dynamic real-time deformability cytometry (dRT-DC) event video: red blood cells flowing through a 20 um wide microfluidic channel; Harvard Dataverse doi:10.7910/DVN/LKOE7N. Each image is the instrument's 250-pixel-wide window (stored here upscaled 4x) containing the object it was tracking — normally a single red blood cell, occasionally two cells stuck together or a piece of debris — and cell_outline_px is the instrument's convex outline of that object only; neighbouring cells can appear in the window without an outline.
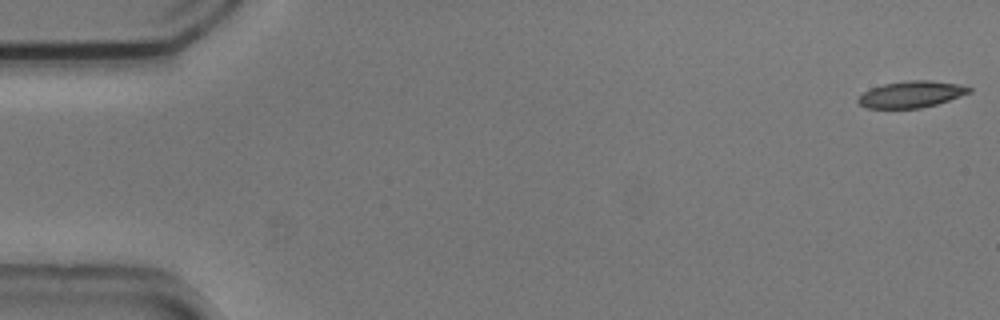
{"species": "common noctule bat (a hibernating species)", "species_latin": "Nyctalus noctula", "temperature_condition": "cold", "stored_images_in_passage": 49, "camera_frame_rate_fps": 3000, "um_per_image_px": 0.085, "animal": {"sex": "male", "body_mass_g": 20.5, "forearm_length_mm": 52.5}, "frame": {"image": 1, "passage_image": 1, "time_ms": 0.0, "image_size_px": [1000, 320], "cell_outline_px": [[972, 92], [936, 104], [920, 108], [868, 108], [860, 104], [856, 100], [864, 92], [872, 88], [884, 84], [904, 80], [932, 80], [956, 84], [972, 88]], "centroid_in_image_um": [77.46, 8.01], "position_along_channel_um": 7.5, "area_um2": 16.99}}
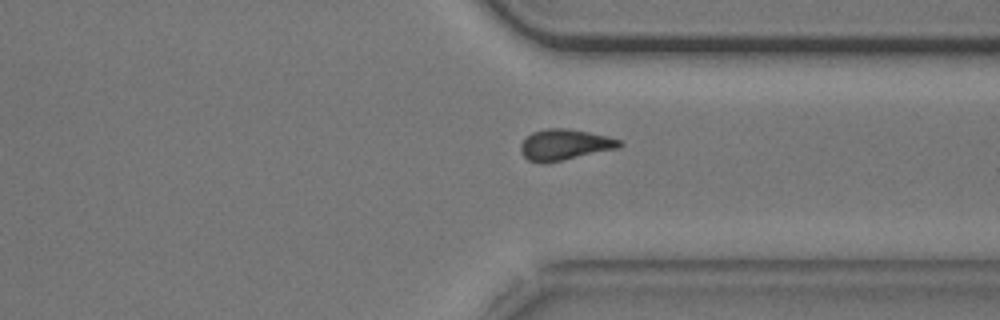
{"frame": {"image": 2, "passage_image": 41, "time_ms": 13.333, "image_size_px": [1000, 320], "cell_outline_px": [[624, 144], [620, 148], [544, 164], [540, 164], [528, 160], [520, 152], [520, 144], [532, 132], [548, 128], [568, 128], [608, 136], [620, 140]], "centroid_in_image_um": [48.0, 12.31], "position_along_channel_um": 363.4, "area_um2": 17.98}}
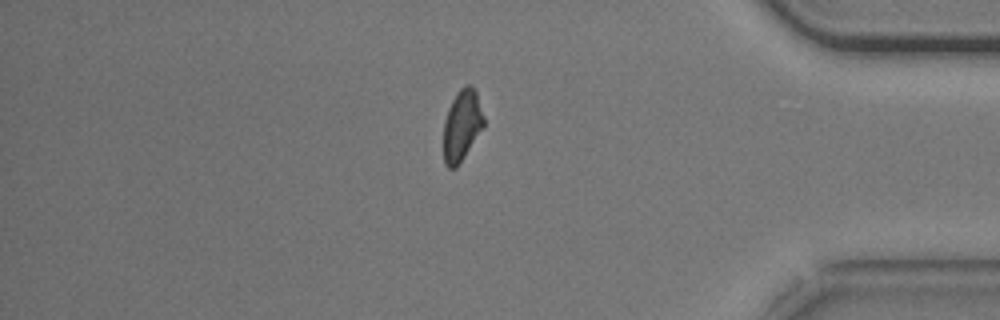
{"frame": {"image": 3, "passage_image": 46, "time_ms": 15.0, "image_size_px": [1000, 320], "cell_outline_px": [[484, 124], [464, 156], [456, 168], [448, 168], [444, 164], [444, 120], [448, 108], [456, 92], [464, 84], [472, 84], [476, 92], [484, 116]], "centroid_in_image_um": [39.24, 10.61], "position_along_channel_um": 396.0, "area_um2": 16.53}}